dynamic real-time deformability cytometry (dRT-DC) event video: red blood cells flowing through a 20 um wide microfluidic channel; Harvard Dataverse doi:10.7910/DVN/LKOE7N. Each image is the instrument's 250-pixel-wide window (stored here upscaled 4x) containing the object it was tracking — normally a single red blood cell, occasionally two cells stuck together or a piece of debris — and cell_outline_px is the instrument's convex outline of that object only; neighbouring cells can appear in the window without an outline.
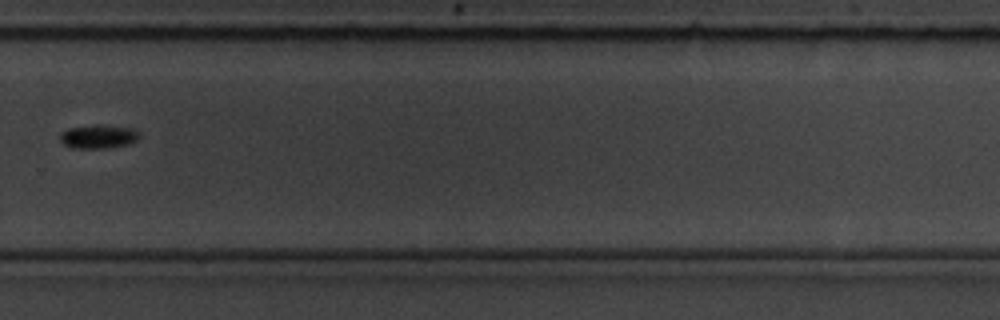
{"species": "common noctule bat (a hibernating species)", "species_latin": "Nyctalus noctula", "temperature_condition": "room temperature", "stored_images_in_passage": 9, "camera_frame_rate_fps": 3000, "um_per_image_px": 0.085, "animal": {"sex": "male", "body_mass_g": 19.5, "forearm_length_mm": 54.6}, "frame": {"image": 1, "passage_image": 9, "time_ms": 10.0, "image_size_px": [1000, 320], "cell_outline_px": [[140, 136], [136, 140], [128, 144], [108, 148], [72, 148], [64, 144], [60, 140], [60, 132], [68, 128], [132, 128], [140, 132]], "centroid_in_image_um": [8.35, 11.68], "position_along_channel_um": 321.5, "area_um2": 10.12}}